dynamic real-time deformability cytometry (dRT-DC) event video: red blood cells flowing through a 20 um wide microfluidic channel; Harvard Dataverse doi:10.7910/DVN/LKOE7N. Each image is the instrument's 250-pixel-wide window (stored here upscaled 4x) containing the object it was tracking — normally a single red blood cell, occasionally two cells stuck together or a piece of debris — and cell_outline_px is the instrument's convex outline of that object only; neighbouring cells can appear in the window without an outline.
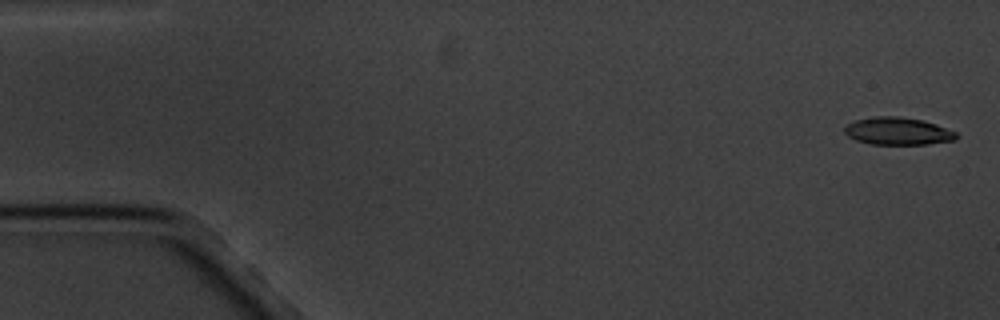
{"species": "common noctule bat (a hibernating species)", "species_latin": "Nyctalus noctula", "temperature_condition": "cold", "stored_images_in_passage": 13, "camera_frame_rate_fps": 3000, "um_per_image_px": 0.085, "animal": {"sex": "male", "body_mass_g": 20.1, "forearm_length_mm": 53.5}, "frame": {"image": 1, "passage_image": 1, "time_ms": 0.0, "image_size_px": [1000, 320], "cell_outline_px": [[956, 140], [928, 144], [872, 144], [856, 140], [848, 136], [844, 132], [844, 128], [848, 124], [856, 120], [872, 116], [896, 116], [924, 120], [936, 124], [956, 132]], "centroid_in_image_um": [76.31, 11.14], "position_along_channel_um": 8.7, "area_um2": 17.86}}
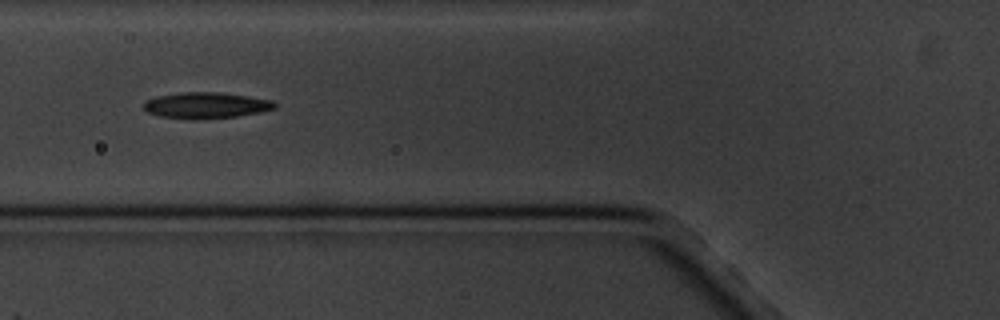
{"frame": {"image": 2, "passage_image": 7, "time_ms": 6.667, "image_size_px": [1000, 320], "cell_outline_px": [[276, 108], [260, 112], [236, 116], [196, 120], [192, 120], [160, 116], [148, 112], [140, 104], [144, 100], [156, 96], [184, 92], [216, 92], [272, 100], [276, 104]], "centroid_in_image_um": [17.44, 8.96], "position_along_channel_um": 108.4, "area_um2": 19.94}}
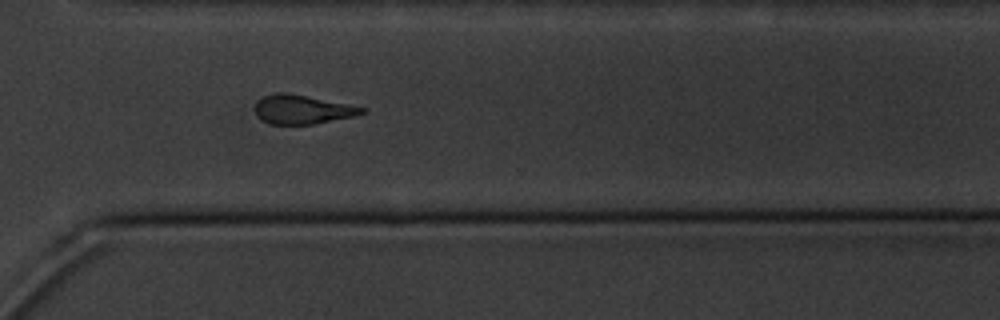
{"frame": {"image": 3, "passage_image": 13, "time_ms": 13.667, "image_size_px": [1000, 320], "cell_outline_px": [[368, 108], [364, 112], [356, 116], [316, 124], [272, 124], [256, 116], [256, 100], [264, 96], [280, 92], [284, 92], [348, 104]], "centroid_in_image_um": [25.72, 9.31], "position_along_channel_um": 344.9, "area_um2": 17.92}}